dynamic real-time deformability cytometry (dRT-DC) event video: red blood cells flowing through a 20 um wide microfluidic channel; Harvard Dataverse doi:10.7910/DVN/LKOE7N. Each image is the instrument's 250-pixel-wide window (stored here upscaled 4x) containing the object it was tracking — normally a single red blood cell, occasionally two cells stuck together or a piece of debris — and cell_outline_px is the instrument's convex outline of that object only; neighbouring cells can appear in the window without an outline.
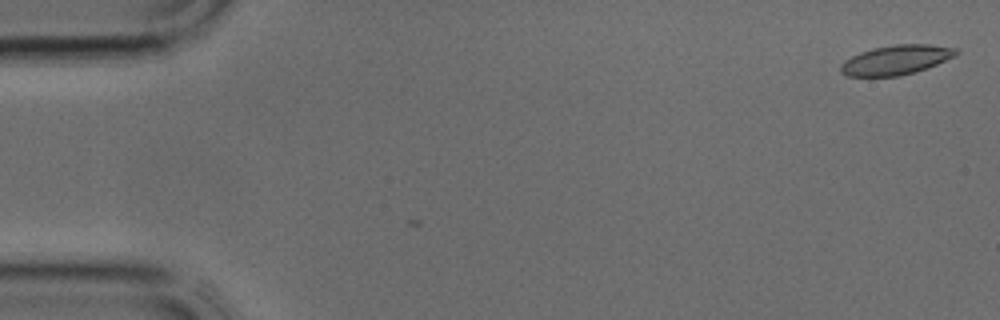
{"species": "common noctule bat (a hibernating species)", "species_latin": "Nyctalus noctula", "temperature_condition": "cold", "stored_images_in_passage": 39, "camera_frame_rate_fps": 3000, "um_per_image_px": 0.085, "animal": {"sex": "male", "body_mass_g": 17.9, "forearm_length_mm": 54.2}, "frame": {"image": 1, "passage_image": 1, "time_ms": 0.0, "image_size_px": [1000, 320], "cell_outline_px": [[960, 52], [956, 56], [916, 72], [900, 76], [848, 76], [840, 72], [840, 64], [844, 60], [860, 52], [872, 48], [896, 44], [928, 44], [956, 48]], "centroid_in_image_um": [76.16, 5.09], "position_along_channel_um": 8.8, "area_um2": 19.94}}
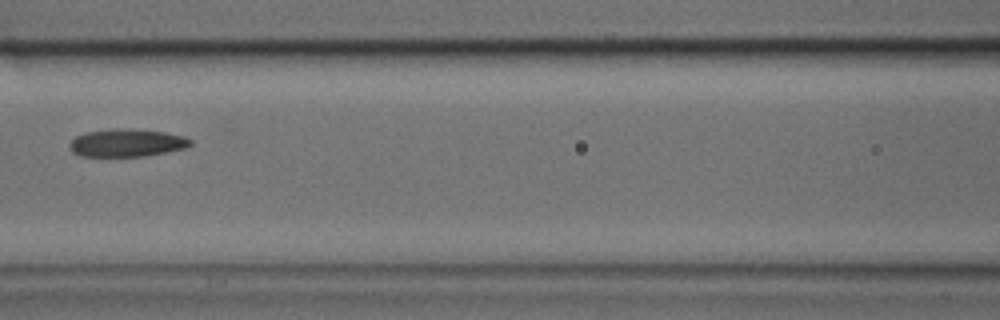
{"frame": {"image": 2, "passage_image": 17, "time_ms": 5.333, "image_size_px": [1000, 320], "cell_outline_px": [[192, 144], [184, 148], [144, 156], [80, 156], [72, 152], [68, 144], [76, 136], [88, 132], [112, 128], [128, 128], [164, 132], [184, 136], [192, 140]], "centroid_in_image_um": [10.76, 12.13], "position_along_channel_um": 155.8, "area_um2": 19.48}}
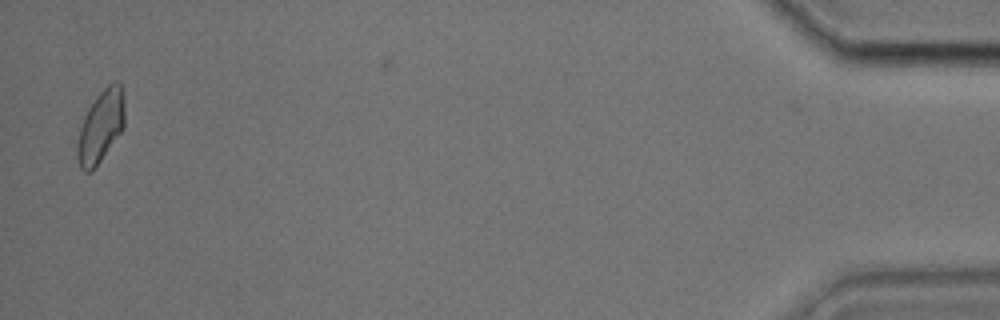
{"frame": {"image": 3, "passage_image": 38, "time_ms": 12.333, "image_size_px": [1000, 320], "cell_outline_px": [[124, 128], [92, 172], [84, 172], [80, 168], [76, 156], [76, 144], [80, 128], [84, 116], [88, 108], [100, 92], [108, 84], [120, 84], [124, 96]], "centroid_in_image_um": [8.54, 10.8], "position_along_channel_um": 426.7, "area_um2": 19.88}}